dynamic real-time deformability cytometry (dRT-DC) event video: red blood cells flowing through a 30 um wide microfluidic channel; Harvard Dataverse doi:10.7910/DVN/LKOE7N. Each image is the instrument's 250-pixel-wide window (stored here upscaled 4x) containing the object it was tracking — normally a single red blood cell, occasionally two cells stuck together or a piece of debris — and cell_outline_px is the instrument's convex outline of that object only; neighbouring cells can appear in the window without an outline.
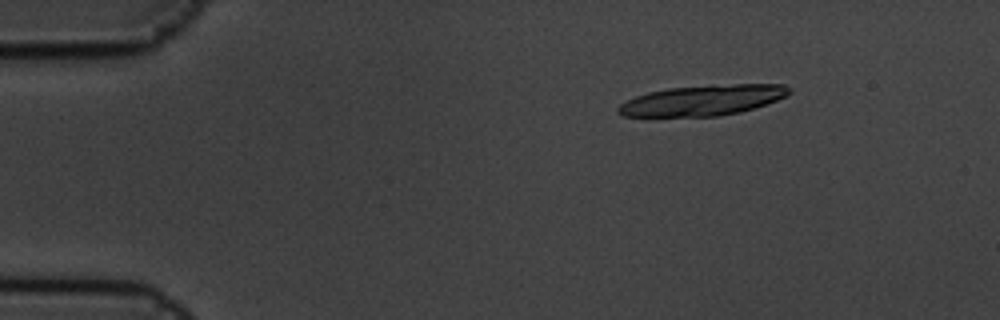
{"species": "common noctule bat (a hibernating species)", "species_latin": "Nyctalus noctula", "temperature_condition": "cold", "stored_images_in_passage": 6, "segment_of_instrument_passage": [2, 2], "camera_frame_rate_fps": 3000, "um_per_image_px": 0.085, "animal": {"sex": "male", "body_mass_g": 19.5, "forearm_length_mm": 54.6}, "frame": {"image": 1, "passage_image": 6, "time_ms": 1.667, "image_size_px": [1000, 320], "cell_outline_px": [[792, 92], [776, 100], [740, 112], [716, 116], [624, 116], [616, 112], [616, 108], [620, 104], [636, 96], [648, 92], [668, 88], [736, 84], [784, 84], [792, 88]], "centroid_in_image_um": [59.72, 8.52], "position_along_channel_um": 25.3, "area_um2": 30.0}}